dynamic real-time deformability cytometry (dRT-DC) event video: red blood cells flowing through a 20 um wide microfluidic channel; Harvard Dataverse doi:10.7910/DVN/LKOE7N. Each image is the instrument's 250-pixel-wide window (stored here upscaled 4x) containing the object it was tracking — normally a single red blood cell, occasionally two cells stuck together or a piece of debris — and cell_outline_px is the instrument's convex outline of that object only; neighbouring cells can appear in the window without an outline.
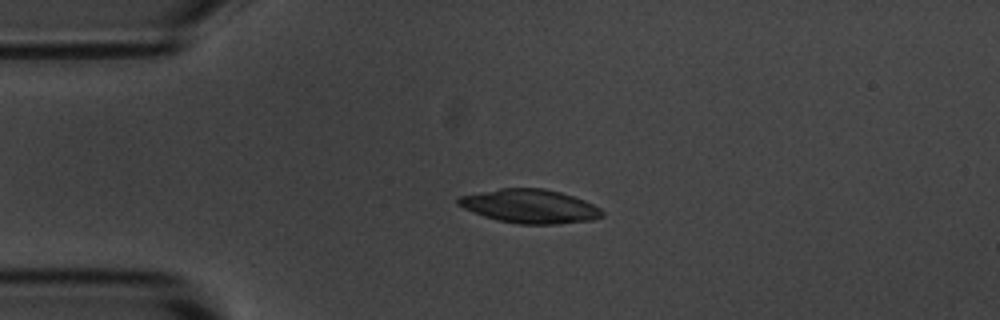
{"species": "common noctule bat (a hibernating species)", "species_latin": "Nyctalus noctula", "temperature_condition": "room temperature", "stored_images_in_passage": 3, "camera_frame_rate_fps": 3000, "um_per_image_px": 0.085, "animal": {"sex": "male", "body_mass_g": 20.1, "forearm_length_mm": 53.5}, "frame": {"image": 1, "passage_image": 2, "time_ms": 1.333, "image_size_px": [1000, 320], "cell_outline_px": [[604, 216], [592, 220], [556, 224], [520, 224], [496, 220], [472, 212], [456, 204], [456, 200], [460, 196], [500, 188], [544, 188], [560, 192], [584, 200], [600, 208], [604, 212]], "centroid_in_image_um": [45.04, 17.53], "position_along_channel_um": 40.0, "area_um2": 28.32}}